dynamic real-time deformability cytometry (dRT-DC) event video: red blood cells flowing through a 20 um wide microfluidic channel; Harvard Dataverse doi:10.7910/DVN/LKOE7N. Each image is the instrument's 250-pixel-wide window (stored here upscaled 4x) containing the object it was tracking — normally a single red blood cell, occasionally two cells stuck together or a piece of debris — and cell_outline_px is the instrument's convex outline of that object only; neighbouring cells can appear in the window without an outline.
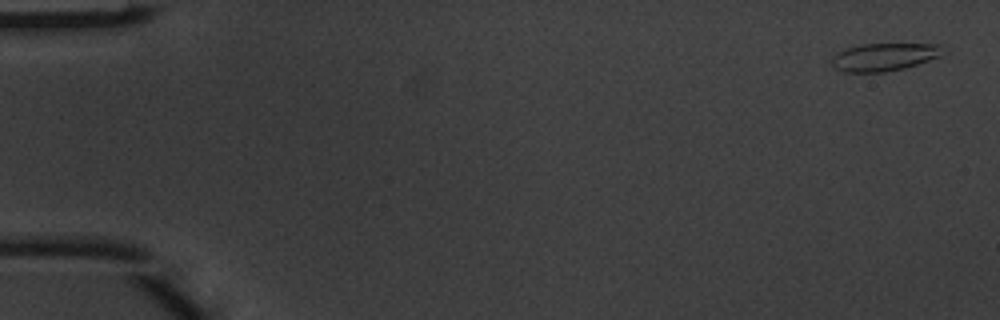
{"species": "common noctule bat (a hibernating species)", "species_latin": "Nyctalus noctula", "temperature_condition": "warm", "stored_images_in_passage": 8, "camera_frame_rate_fps": 3000, "um_per_image_px": 0.085, "animal": {"sex": "male", "body_mass_g": 20.1, "forearm_length_mm": 53.5}, "frame": {"image": 1, "passage_image": 1, "time_ms": 0.0, "image_size_px": [1000, 320], "cell_outline_px": [[940, 56], [904, 68], [884, 72], [844, 72], [836, 68], [832, 64], [832, 56], [848, 48], [860, 44], [940, 44]], "centroid_in_image_um": [75.11, 4.84], "position_along_channel_um": 9.9, "area_um2": 17.57}}
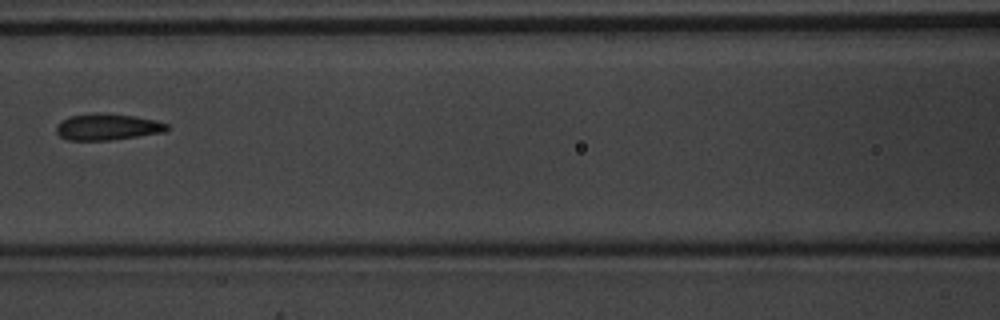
{"frame": {"image": 2, "passage_image": 7, "time_ms": 2.0, "image_size_px": [1000, 320], "cell_outline_px": [[172, 128], [164, 132], [112, 140], [68, 140], [60, 136], [56, 132], [56, 124], [60, 120], [68, 116], [92, 112], [104, 112], [136, 116], [156, 120], [168, 124]], "centroid_in_image_um": [9.12, 10.76], "position_along_channel_um": 157.5, "area_um2": 17.51}}
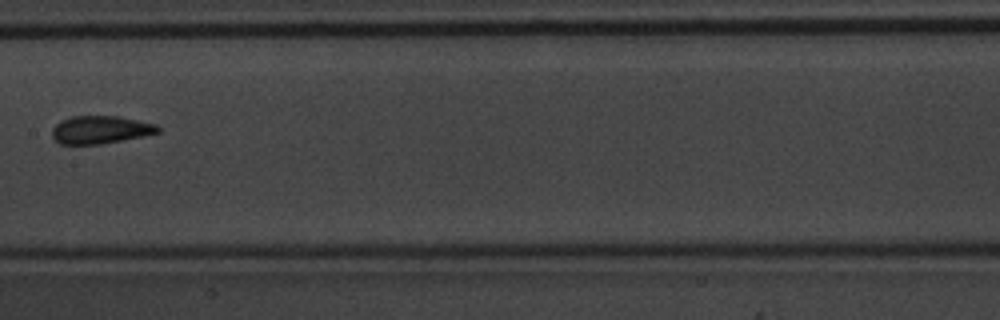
{"frame": {"image": 3, "passage_image": 8, "time_ms": 2.333, "image_size_px": [1000, 320], "cell_outline_px": [[160, 132], [100, 144], [60, 144], [52, 136], [52, 128], [60, 120], [72, 116], [120, 116], [156, 124], [160, 128]], "centroid_in_image_um": [8.51, 11.01], "position_along_channel_um": 198.9, "area_um2": 17.05}}